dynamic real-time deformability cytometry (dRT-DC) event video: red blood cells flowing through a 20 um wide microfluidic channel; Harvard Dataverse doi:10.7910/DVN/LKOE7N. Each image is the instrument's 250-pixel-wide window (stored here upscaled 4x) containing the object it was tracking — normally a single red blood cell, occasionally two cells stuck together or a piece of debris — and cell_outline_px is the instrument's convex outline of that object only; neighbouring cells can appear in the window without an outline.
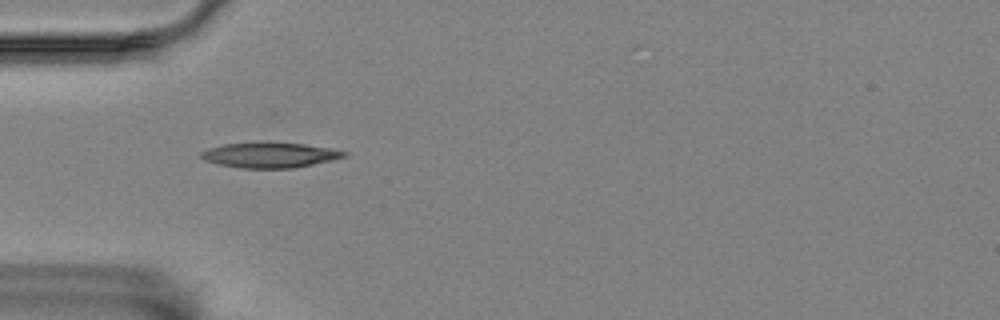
{"species": "Egyptian fruit bat (a non-hibernating species)", "species_latin": "Rousettus aegyptiacus", "temperature_condition": "room temperature", "stored_images_in_passage": 2, "camera_frame_rate_fps": 3000, "um_per_image_px": 0.085, "animal": {"sex": "female"}, "frame": {"image": 1, "passage_image": 1, "time_ms": 0.0, "image_size_px": [1000, 320], "cell_outline_px": [[348, 156], [332, 160], [292, 168], [240, 168], [220, 164], [204, 160], [200, 156], [200, 152], [208, 148], [224, 144], [256, 140], [272, 140], [304, 144], [332, 148], [348, 152]], "centroid_in_image_um": [22.93, 13.13], "position_along_channel_um": 62.1, "area_um2": 21.79}}
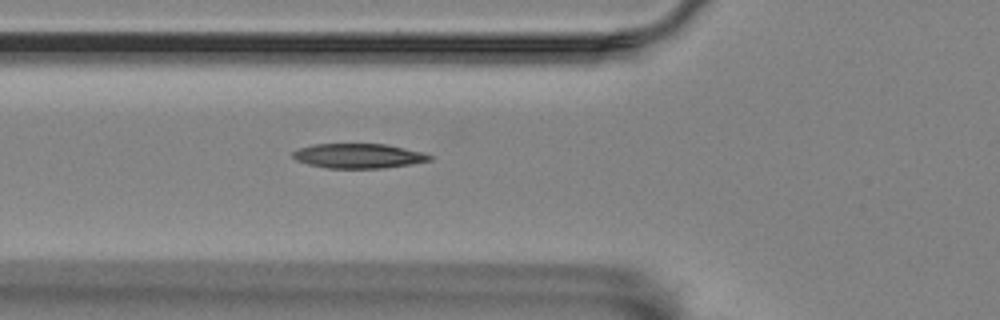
{"frame": {"image": 2, "passage_image": 2, "time_ms": 1.0, "image_size_px": [1000, 320], "cell_outline_px": [[432, 160], [412, 164], [380, 168], [328, 168], [308, 164], [296, 160], [292, 156], [292, 152], [300, 148], [312, 144], [384, 144], [420, 152], [432, 156]], "centroid_in_image_um": [30.43, 13.25], "position_along_channel_um": 95.4, "area_um2": 19.42}}